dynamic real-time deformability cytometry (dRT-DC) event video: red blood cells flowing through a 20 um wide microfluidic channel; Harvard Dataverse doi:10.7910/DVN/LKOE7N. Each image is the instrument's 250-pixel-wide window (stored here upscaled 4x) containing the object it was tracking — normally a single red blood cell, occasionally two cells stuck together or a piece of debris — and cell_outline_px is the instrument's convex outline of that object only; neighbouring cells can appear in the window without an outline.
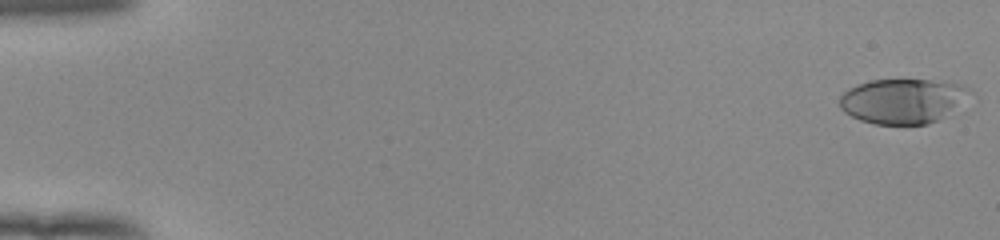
{"species": "human", "species_latin": "Homo sapiens", "temperature_condition": "room temperature", "stored_images_in_passage": 53, "camera_frame_rate_fps": 3000, "um_per_image_px": 0.085, "donor": {"sex": "female"}, "frame": {"image": 1, "passage_image": 1, "time_ms": 0.0, "image_size_px": [1000, 240], "cell_outline_px": [[968, 88], [936, 120], [928, 124], [876, 124], [860, 120], [844, 112], [840, 108], [840, 96], [848, 88], [872, 80], [928, 80], [960, 84]], "centroid_in_image_um": [76.5, 8.58], "position_along_channel_um": 8.5, "area_um2": 32.19}}
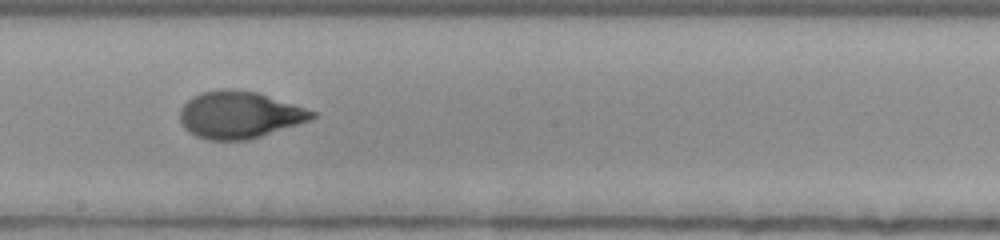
{"frame": {"image": 2, "passage_image": 31, "time_ms": 10.0, "image_size_px": [1000, 240], "cell_outline_px": [[316, 116], [312, 120], [248, 140], [208, 140], [196, 136], [184, 128], [180, 120], [180, 108], [192, 96], [200, 92], [220, 88], [228, 88], [256, 92], [316, 112]], "centroid_in_image_um": [20.31, 9.76], "position_along_channel_um": 227.9, "area_um2": 36.18}}
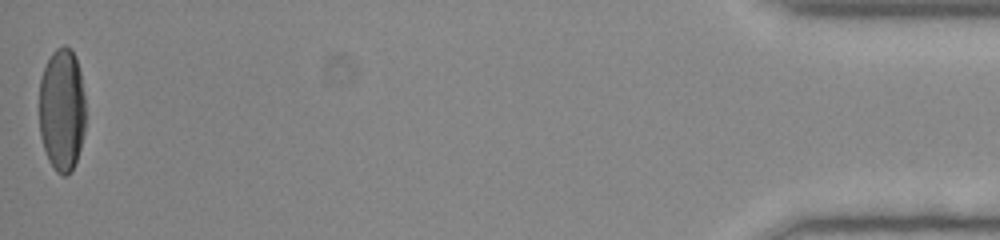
{"frame": {"image": 3, "passage_image": 53, "time_ms": 17.333, "image_size_px": [1000, 240], "cell_outline_px": [[84, 132], [80, 148], [72, 172], [64, 176], [56, 172], [48, 160], [40, 136], [40, 76], [52, 52], [56, 48], [64, 44], [72, 48], [76, 56], [80, 72], [84, 96]], "centroid_in_image_um": [5.26, 9.31], "position_along_channel_um": 429.9, "area_um2": 33.47}, "authors_computed_cell_mechanics": {"area_um2": 35.258, "velocity_mm_per_s": 3.9499, "shape_relaxation_time_tau1_ms": 3.6366, "shape_relaxation_time_tau2_ms": 0.825, "deformation_change_tau1": 0.1996, "deformation_change_tau2": 0.0584}}